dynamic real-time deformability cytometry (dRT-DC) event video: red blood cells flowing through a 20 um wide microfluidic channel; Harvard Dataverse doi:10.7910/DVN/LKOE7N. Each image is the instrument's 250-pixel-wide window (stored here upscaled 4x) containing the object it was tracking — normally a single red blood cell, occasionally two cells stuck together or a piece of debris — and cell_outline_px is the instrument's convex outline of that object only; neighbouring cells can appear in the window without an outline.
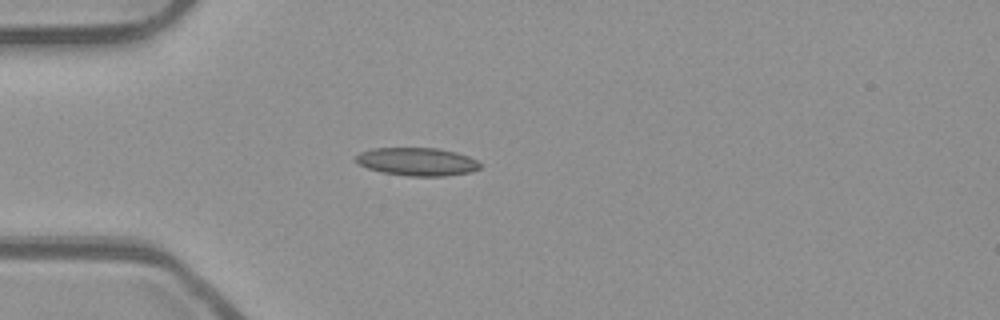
{"species": "common noctule bat (a hibernating species)", "species_latin": "Nyctalus noctula", "temperature_condition": "room temperature", "stored_images_in_passage": 38, "camera_frame_rate_fps": 3000, "um_per_image_px": 0.085, "animal": {"sex": "male", "body_mass_g": 23.1, "forearm_length_mm": 52.7}, "frame": {"image": 1, "passage_image": 1, "time_ms": 0.0, "image_size_px": [1000, 320], "cell_outline_px": [[480, 168], [472, 172], [444, 176], [408, 176], [380, 172], [368, 168], [352, 160], [360, 152], [372, 148], [440, 148], [456, 152], [468, 156], [476, 160], [480, 164]], "centroid_in_image_um": [35.44, 13.74], "position_along_channel_um": 49.6, "area_um2": 20.46}}
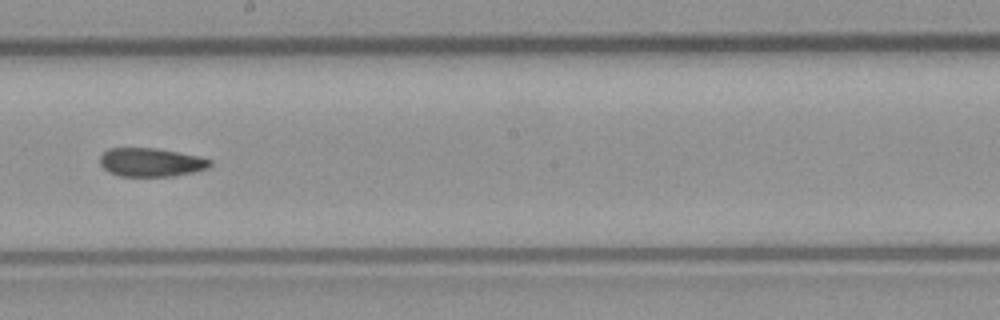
{"frame": {"image": 2, "passage_image": 16, "time_ms": 5.0, "image_size_px": [1000, 320], "cell_outline_px": [[212, 164], [208, 168], [192, 172], [172, 176], [120, 176], [108, 172], [100, 164], [100, 156], [108, 148], [156, 148], [196, 156], [212, 160]], "centroid_in_image_um": [12.8, 13.8], "position_along_channel_um": 235.4, "area_um2": 18.21}}
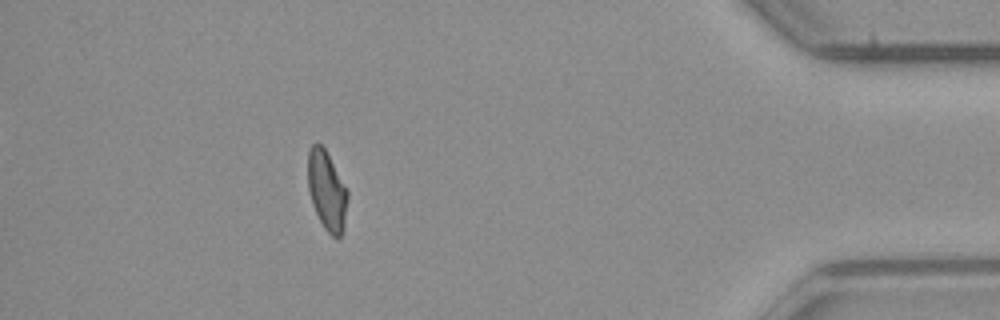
{"frame": {"image": 3, "passage_image": 33, "time_ms": 10.667, "image_size_px": [1000, 320], "cell_outline_px": [[348, 196], [344, 232], [340, 236], [332, 236], [324, 228], [312, 204], [308, 188], [308, 152], [312, 144], [320, 144], [324, 148], [348, 192]], "centroid_in_image_um": [27.78, 16.24], "position_along_channel_um": 407.4, "area_um2": 18.09}, "authors_computed_cell_mechanics": {"area_um2": 18.8428, "velocity_mm_per_s": 3.9679, "shape_relaxation_time_tau1_ms": null, "shape_relaxation_time_tau2_ms": 4.5375, "deformation_change_tau1": null, "deformation_change_tau2": 0.1229}}